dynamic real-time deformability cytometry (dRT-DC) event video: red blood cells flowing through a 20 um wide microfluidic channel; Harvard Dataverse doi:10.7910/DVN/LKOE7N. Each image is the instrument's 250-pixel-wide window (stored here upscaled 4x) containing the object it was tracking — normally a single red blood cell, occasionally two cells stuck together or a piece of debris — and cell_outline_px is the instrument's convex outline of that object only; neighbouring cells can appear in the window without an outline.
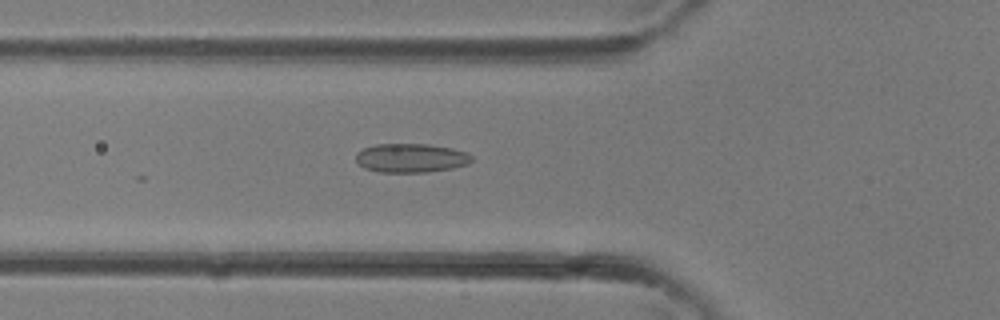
{"species": "common noctule bat (a hibernating species)", "species_latin": "Nyctalus noctula", "temperature_condition": "room temperature", "stored_images_in_passage": 9, "camera_frame_rate_fps": 3000, "um_per_image_px": 0.085, "animal": {"sex": "female"}, "frame": {"image": 1, "passage_image": 2, "time_ms": 0.333, "image_size_px": [1000, 320], "cell_outline_px": [[472, 160], [468, 164], [452, 168], [424, 172], [380, 172], [364, 168], [356, 160], [356, 152], [364, 148], [376, 144], [428, 144], [452, 148], [468, 152], [472, 156]], "centroid_in_image_um": [34.94, 13.42], "position_along_channel_um": 90.9, "area_um2": 19.54}}
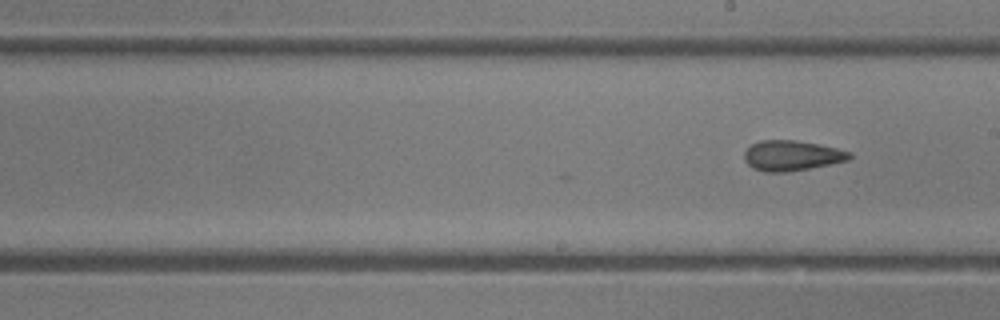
{"frame": {"image": 2, "passage_image": 9, "time_ms": 2.667, "image_size_px": [1000, 320], "cell_outline_px": [[852, 156], [848, 160], [788, 172], [764, 172], [752, 168], [744, 160], [744, 152], [752, 144], [760, 140], [796, 140], [836, 148], [848, 152]], "centroid_in_image_um": [67.24, 13.23], "position_along_channel_um": 221.8, "area_um2": 18.32}}